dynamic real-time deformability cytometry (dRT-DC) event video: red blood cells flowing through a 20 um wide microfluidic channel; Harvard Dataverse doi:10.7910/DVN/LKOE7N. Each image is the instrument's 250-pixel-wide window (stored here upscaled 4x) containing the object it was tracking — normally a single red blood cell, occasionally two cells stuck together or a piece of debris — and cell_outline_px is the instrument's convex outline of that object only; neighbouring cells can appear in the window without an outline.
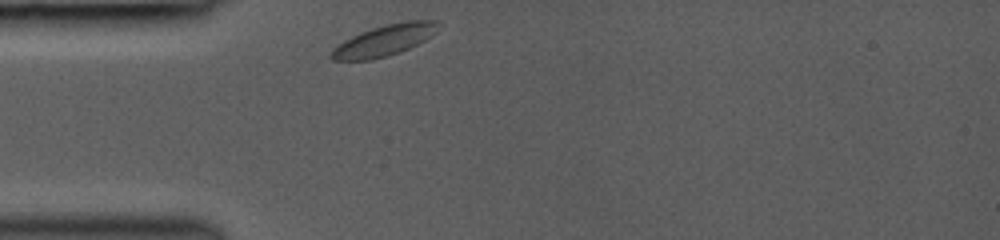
{"species": "common noctule bat (a hibernating species)", "species_latin": "Nyctalus noctula", "temperature_condition": "room temperature", "stored_images_in_passage": 29, "camera_frame_rate_fps": 3000, "um_per_image_px": 0.085, "animal": {"sex": "female", "body_mass_g": 19.0, "forearm_length_mm": 53.3}, "frame": {"image": 1, "passage_image": 1, "time_ms": 0.0, "image_size_px": [1000, 240], "cell_outline_px": [[440, 24], [436, 32], [432, 36], [408, 48], [384, 56], [368, 60], [332, 60], [328, 56], [328, 52], [332, 48], [344, 40], [360, 32], [384, 24], [408, 20], [440, 20]], "centroid_in_image_um": [32.65, 3.41], "position_along_channel_um": 52.4, "area_um2": 19.36}}
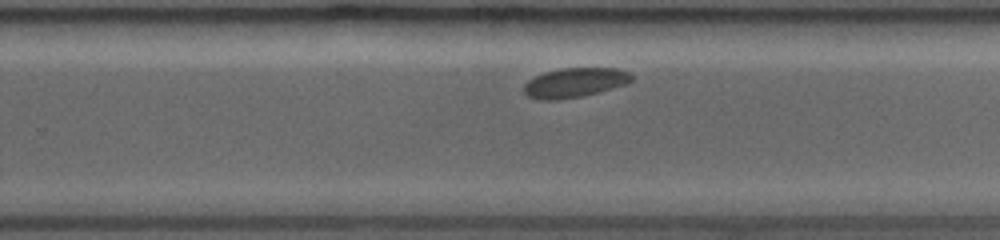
{"frame": {"image": 2, "passage_image": 19, "time_ms": 6.0, "image_size_px": [1000, 240], "cell_outline_px": [[632, 80], [628, 84], [584, 96], [556, 100], [540, 100], [528, 96], [524, 92], [524, 84], [528, 80], [544, 72], [560, 68], [616, 68], [628, 72], [632, 76]], "centroid_in_image_um": [48.85, 7.03], "position_along_channel_um": 280.9, "area_um2": 18.61}}
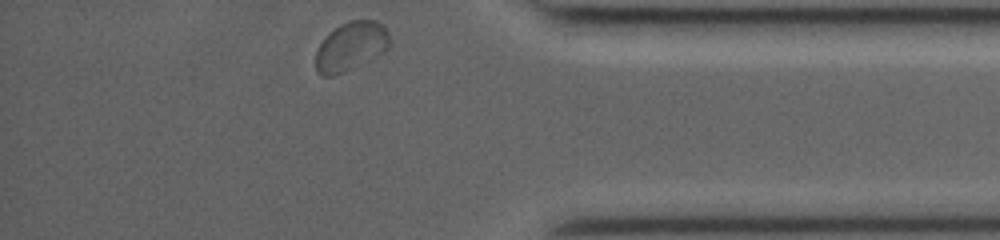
{"frame": {"image": 3, "passage_image": 29, "time_ms": 9.333, "image_size_px": [1000, 240], "cell_outline_px": [[392, 40], [388, 48], [384, 52], [344, 72], [332, 76], [320, 76], [316, 72], [316, 48], [328, 32], [340, 24], [348, 20], [376, 20], [388, 32]], "centroid_in_image_um": [29.8, 3.93], "position_along_channel_um": 405.4, "area_um2": 21.27}}